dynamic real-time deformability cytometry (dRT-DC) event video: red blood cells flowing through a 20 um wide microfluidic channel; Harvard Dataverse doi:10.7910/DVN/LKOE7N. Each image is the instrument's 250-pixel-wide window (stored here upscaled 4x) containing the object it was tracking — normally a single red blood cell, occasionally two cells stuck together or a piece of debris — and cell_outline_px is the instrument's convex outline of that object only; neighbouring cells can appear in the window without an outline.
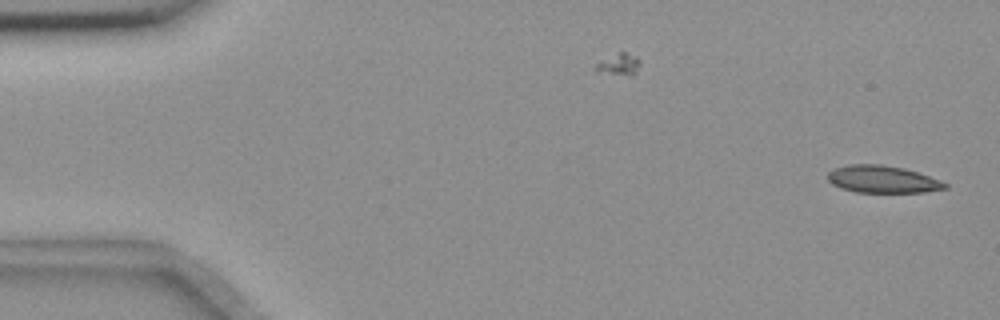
{"species": "common noctule bat (a hibernating species)", "species_latin": "Nyctalus noctula", "temperature_condition": "room temperature", "stored_images_in_passage": 2, "camera_frame_rate_fps": 3000, "um_per_image_px": 0.085, "animal": {"sex": "female", "body_mass_g": 18.4}, "frame": {"image": 1, "passage_image": 2, "time_ms": 1.0, "image_size_px": [1000, 320], "cell_outline_px": [[948, 188], [924, 192], [856, 192], [840, 188], [832, 184], [828, 180], [828, 172], [832, 168], [848, 164], [880, 164], [904, 168], [940, 180], [948, 184]], "centroid_in_image_um": [74.98, 15.23], "position_along_channel_um": 10.0, "area_um2": 18.67}}